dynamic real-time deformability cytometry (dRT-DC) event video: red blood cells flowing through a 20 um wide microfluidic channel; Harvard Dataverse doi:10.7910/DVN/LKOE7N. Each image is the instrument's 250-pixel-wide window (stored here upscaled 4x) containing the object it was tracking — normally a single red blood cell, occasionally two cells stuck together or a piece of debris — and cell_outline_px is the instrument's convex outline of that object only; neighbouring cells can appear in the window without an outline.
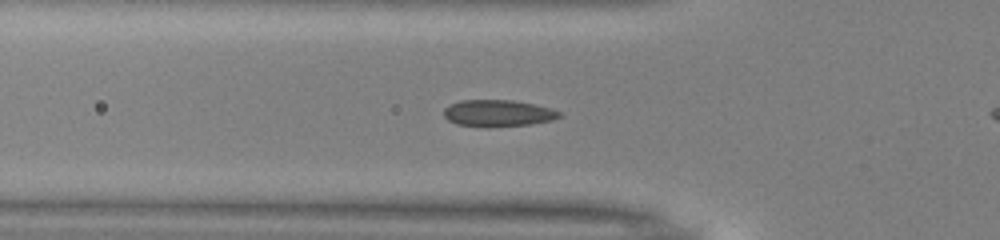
{"species": "common noctule bat (a hibernating species)", "species_latin": "Nyctalus noctula", "temperature_condition": "warm", "stored_images_in_passage": 38, "camera_frame_rate_fps": 3000, "um_per_image_px": 0.085, "animal": {"sex": "male", "body_mass_g": 13.0, "forearm_length_mm": 53.1}, "frame": {"image": 1, "passage_image": 4, "time_ms": 1.0, "image_size_px": [1000, 240], "cell_outline_px": [[560, 116], [552, 120], [528, 124], [488, 128], [456, 124], [448, 120], [444, 116], [444, 108], [460, 100], [512, 100], [552, 108], [560, 112]], "centroid_in_image_um": [42.3, 9.63], "position_along_channel_um": 83.5, "area_um2": 17.98}}
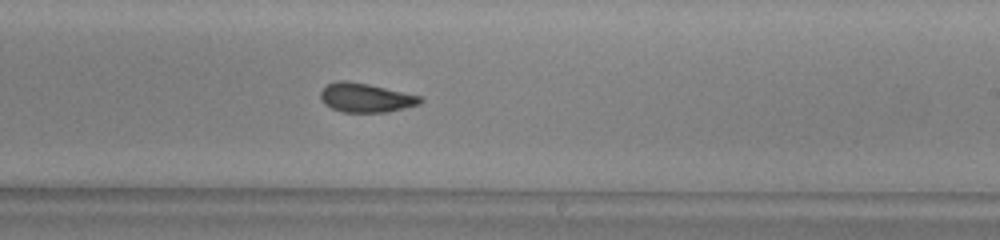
{"frame": {"image": 2, "passage_image": 17, "time_ms": 5.333, "image_size_px": [1000, 240], "cell_outline_px": [[424, 100], [420, 104], [388, 112], [344, 112], [332, 108], [324, 104], [320, 100], [320, 92], [328, 84], [336, 80], [348, 80], [368, 84], [420, 96]], "centroid_in_image_um": [31.06, 8.3], "position_along_channel_um": 257.9, "area_um2": 16.88}}
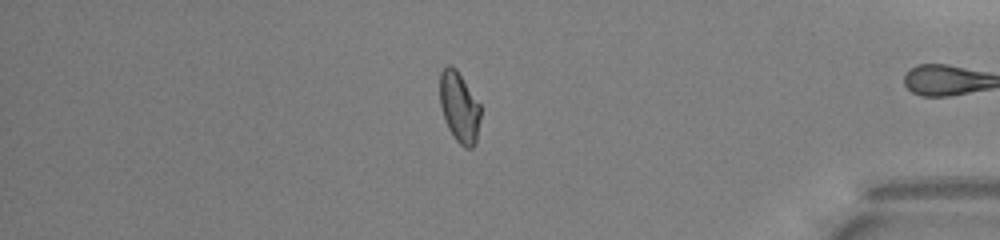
{"frame": {"image": 3, "passage_image": 30, "time_ms": 9.667, "image_size_px": [1000, 240], "cell_outline_px": [[480, 116], [476, 144], [472, 148], [464, 148], [456, 140], [448, 128], [444, 120], [440, 104], [440, 72], [448, 64], [456, 68], [480, 104]], "centroid_in_image_um": [39.04, 9.12], "position_along_channel_um": 396.2, "area_um2": 16.76}, "authors_computed_cell_mechanics": {"area_um2": 17.1377, "velocity_mm_per_s": 4.023, "shape_relaxation_time_tau1_ms": 4.2395, "shape_relaxation_time_tau2_ms": 2.091, "deformation_change_tau1": 0.1297, "deformation_change_tau2": 0.0308}}